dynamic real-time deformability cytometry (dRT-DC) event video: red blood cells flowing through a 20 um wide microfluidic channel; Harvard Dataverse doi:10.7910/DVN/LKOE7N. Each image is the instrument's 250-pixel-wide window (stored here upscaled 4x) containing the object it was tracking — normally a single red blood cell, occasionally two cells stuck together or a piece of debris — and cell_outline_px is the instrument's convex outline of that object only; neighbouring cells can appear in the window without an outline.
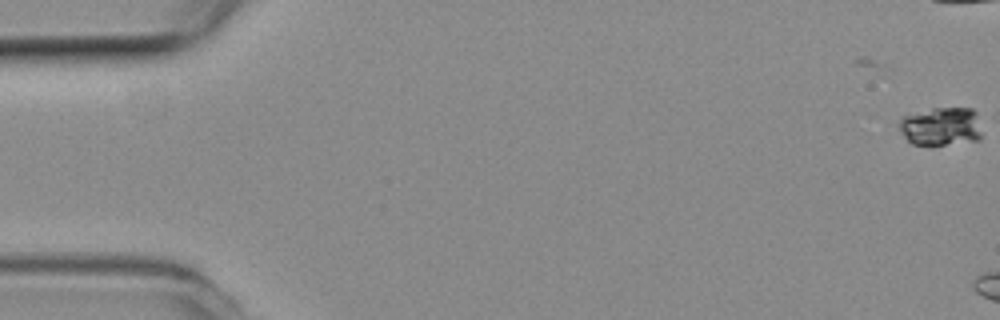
{"species": "common noctule bat (a hibernating species)", "species_latin": "Nyctalus noctula", "temperature_condition": "room temperature", "stored_images_in_passage": 2, "camera_frame_rate_fps": 3000, "um_per_image_px": 0.085, "animal": {"sex": "female", "body_mass_g": 19.3, "forearm_length_mm": 54.1}, "frame": {"image": 1, "passage_image": 2, "time_ms": 0.333, "image_size_px": [1000, 320], "cell_outline_px": [[980, 140], [932, 148], [912, 144], [900, 132], [896, 124], [900, 116], [932, 108], [972, 108], [976, 112], [980, 132]], "centroid_in_image_um": [79.91, 10.79], "position_along_channel_um": 5.1, "area_um2": 19.42}}